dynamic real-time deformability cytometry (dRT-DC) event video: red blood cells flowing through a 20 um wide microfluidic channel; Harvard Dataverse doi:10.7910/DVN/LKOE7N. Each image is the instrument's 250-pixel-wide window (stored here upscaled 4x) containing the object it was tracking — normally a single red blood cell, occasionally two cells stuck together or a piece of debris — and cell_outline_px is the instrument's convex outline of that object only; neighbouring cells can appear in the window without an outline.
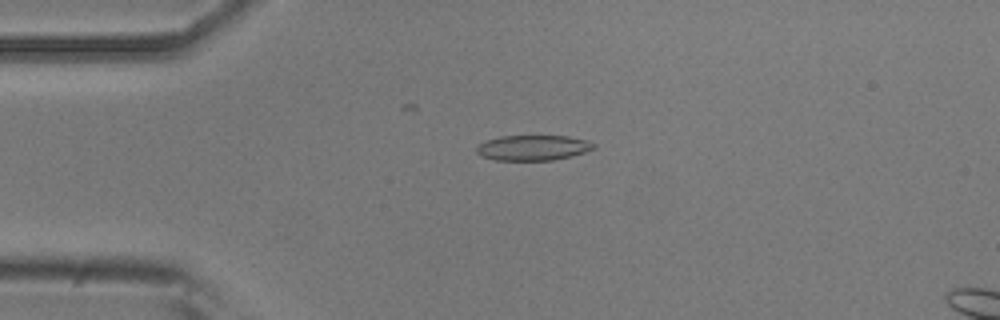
{"species": "common noctule bat (a hibernating species)", "species_latin": "Nyctalus noctula", "temperature_condition": "room temperature", "stored_images_in_passage": 16, "camera_frame_rate_fps": 3000, "um_per_image_px": 0.085, "animal": {"sex": "male", "body_mass_g": 20.5, "forearm_length_mm": 52.5}, "frame": {"image": 1, "passage_image": 12, "time_ms": 3.667, "image_size_px": [1000, 320], "cell_outline_px": [[596, 148], [572, 156], [552, 160], [496, 160], [480, 156], [476, 152], [476, 144], [500, 136], [568, 136], [588, 140], [596, 144]], "centroid_in_image_um": [45.3, 12.56], "position_along_channel_um": 39.7, "area_um2": 17.4}}